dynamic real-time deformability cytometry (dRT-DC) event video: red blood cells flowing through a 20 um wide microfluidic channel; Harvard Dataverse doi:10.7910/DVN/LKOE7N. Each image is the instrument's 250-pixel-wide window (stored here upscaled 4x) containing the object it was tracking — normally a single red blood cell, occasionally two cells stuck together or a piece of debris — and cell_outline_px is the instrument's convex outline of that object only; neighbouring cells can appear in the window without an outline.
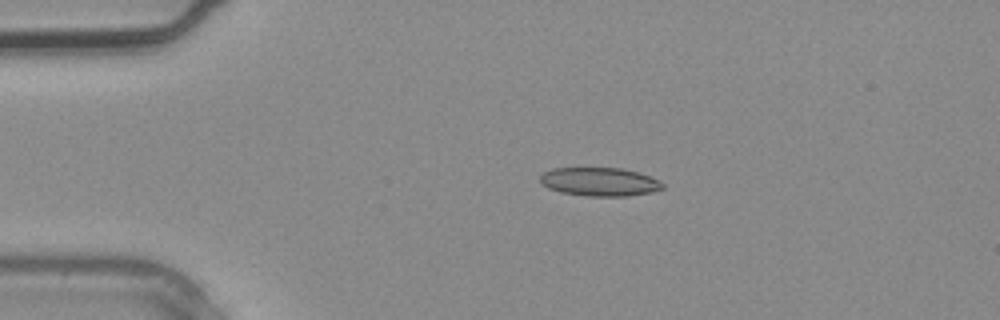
{"species": "common noctule bat (a hibernating species)", "species_latin": "Nyctalus noctula", "temperature_condition": "warm", "stored_images_in_passage": 2, "camera_frame_rate_fps": 3000, "um_per_image_px": 0.085, "animal": {"sex": "male", "body_mass_g": 20.4}, "frame": {"image": 1, "passage_image": 1, "time_ms": 0.0, "image_size_px": [1000, 320], "cell_outline_px": [[664, 188], [652, 192], [628, 196], [588, 196], [560, 192], [548, 188], [540, 184], [540, 176], [544, 172], [552, 168], [620, 168], [640, 172], [664, 184]], "centroid_in_image_um": [50.94, 15.45], "position_along_channel_um": 34.1, "area_um2": 20.4}}